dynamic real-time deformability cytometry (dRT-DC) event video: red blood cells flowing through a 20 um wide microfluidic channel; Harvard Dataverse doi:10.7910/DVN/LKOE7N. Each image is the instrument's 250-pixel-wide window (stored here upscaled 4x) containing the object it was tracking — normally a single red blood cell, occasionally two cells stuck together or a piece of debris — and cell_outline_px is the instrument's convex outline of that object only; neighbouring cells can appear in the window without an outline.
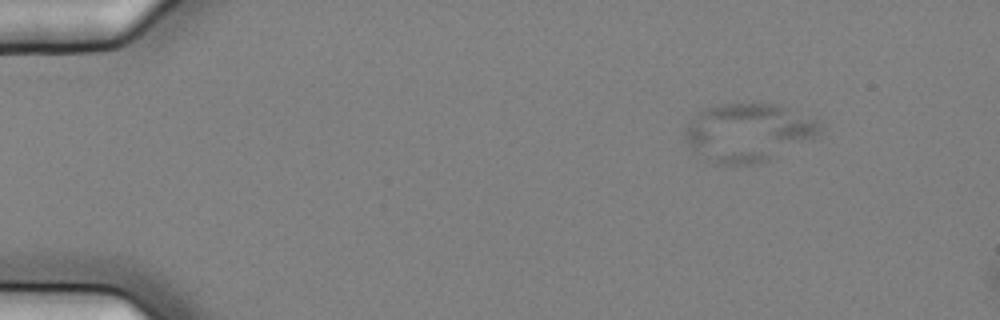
{"species": "common noctule bat (a hibernating species)", "species_latin": "Nyctalus noctula", "temperature_condition": "cold", "stored_images_in_passage": 2, "camera_frame_rate_fps": 3000, "um_per_image_px": 0.085, "animal": {"sex": "female", "body_mass_g": 25.1}, "frame": {"image": 1, "passage_image": 1, "time_ms": 0.0, "image_size_px": [1000, 320], "cell_outline_px": [[820, 132], [768, 160], [752, 164], [716, 164], [696, 156], [688, 144], [684, 136], [684, 132], [688, 124], [704, 108], [716, 104], [780, 104], [820, 120]], "centroid_in_image_um": [63.54, 11.25], "position_along_channel_um": 21.5, "area_um2": 45.32}}